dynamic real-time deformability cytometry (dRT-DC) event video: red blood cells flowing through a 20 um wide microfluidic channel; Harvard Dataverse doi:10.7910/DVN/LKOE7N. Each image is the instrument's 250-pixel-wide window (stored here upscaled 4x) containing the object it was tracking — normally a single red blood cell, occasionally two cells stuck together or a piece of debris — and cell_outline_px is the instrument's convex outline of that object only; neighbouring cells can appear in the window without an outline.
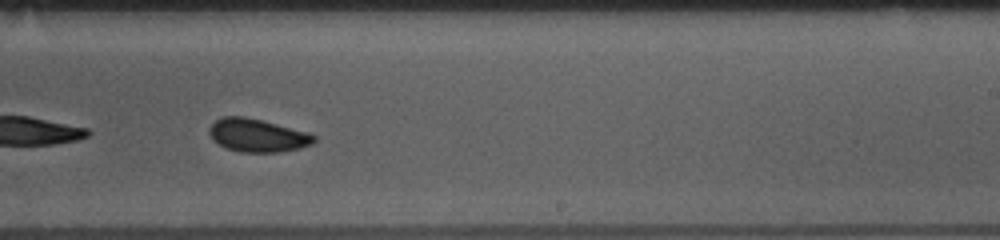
{"species": "common noctule bat (a hibernating species)", "species_latin": "Nyctalus noctula", "temperature_condition": "room temperature", "stored_images_in_passage": 50, "camera_frame_rate_fps": 3000, "um_per_image_px": 0.085, "animal": {"sex": "female", "body_mass_g": 10.0, "forearm_length_mm": 53.1}, "frame": {"image": 1, "passage_image": 29, "time_ms": 9.333, "image_size_px": [1000, 240], "cell_outline_px": [[316, 140], [312, 144], [300, 148], [280, 152], [240, 152], [228, 148], [212, 140], [208, 132], [208, 128], [216, 120], [224, 116], [244, 116], [308, 132], [316, 136]], "centroid_in_image_um": [21.88, 11.51], "position_along_channel_um": 267.1, "area_um2": 20.11}}
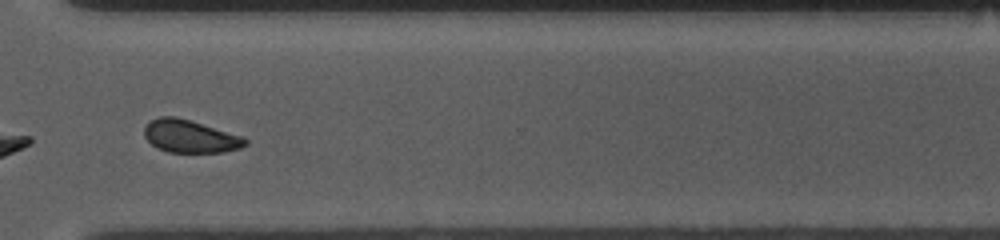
{"frame": {"image": 2, "passage_image": 36, "time_ms": 11.667, "image_size_px": [1000, 240], "cell_outline_px": [[248, 144], [240, 148], [224, 152], [168, 152], [156, 148], [144, 136], [144, 128], [148, 120], [160, 116], [176, 116], [192, 120], [244, 136], [248, 140]], "centroid_in_image_um": [16.17, 11.57], "position_along_channel_um": 354.4, "area_um2": 19.65}, "authors_computed_cell_mechanics": {"area_um2": 20.23, "velocity_mm_per_s": 3.7414, "shape_relaxation_time_tau1_ms": 2.2334, "shape_relaxation_time_tau2_ms": 1.0002, "deformation_change_tau1": 0.0724, "deformation_change_tau2": 0.0382}}